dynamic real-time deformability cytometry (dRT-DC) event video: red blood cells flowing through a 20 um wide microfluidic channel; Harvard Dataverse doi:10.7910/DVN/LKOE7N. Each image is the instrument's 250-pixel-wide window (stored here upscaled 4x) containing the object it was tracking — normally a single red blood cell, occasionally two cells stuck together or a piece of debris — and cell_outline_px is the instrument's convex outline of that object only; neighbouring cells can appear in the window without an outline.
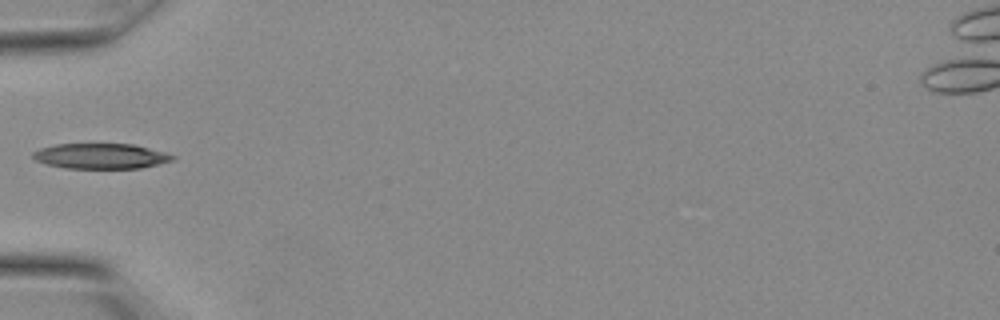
{"species": "Egyptian fruit bat (a non-hibernating species)", "species_latin": "Rousettus aegyptiacus", "temperature_condition": "warm", "stored_images_in_passage": 13, "camera_frame_rate_fps": 3000, "um_per_image_px": 0.085, "animal": {"sex": "female"}, "frame": {"image": 1, "passage_image": 6, "time_ms": 1.667, "image_size_px": [1000, 320], "cell_outline_px": [[176, 156], [172, 160], [140, 168], [64, 168], [48, 164], [36, 160], [32, 156], [32, 152], [40, 148], [56, 144], [132, 144], [164, 152]], "centroid_in_image_um": [8.53, 13.26], "position_along_channel_um": 76.5, "area_um2": 20.35}}
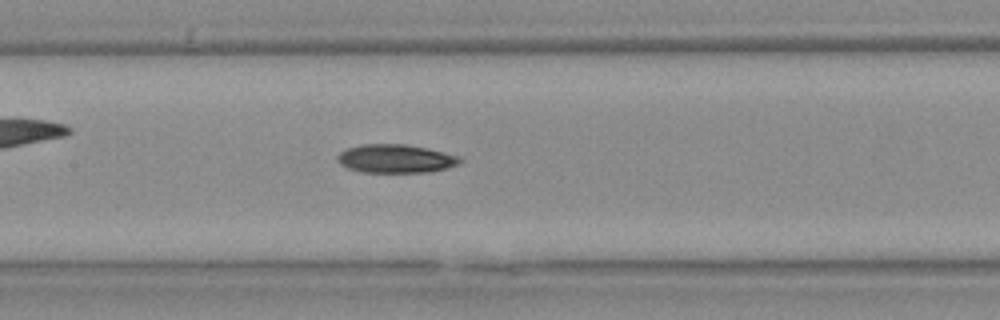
{"frame": {"image": 2, "passage_image": 10, "time_ms": 3.0, "image_size_px": [1000, 320], "cell_outline_px": [[464, 160], [460, 164], [428, 172], [360, 172], [348, 168], [340, 164], [336, 160], [336, 156], [340, 152], [348, 148], [364, 144], [404, 144], [424, 148], [460, 156]], "centroid_in_image_um": [33.61, 13.49], "position_along_channel_um": 173.8, "area_um2": 20.23}}